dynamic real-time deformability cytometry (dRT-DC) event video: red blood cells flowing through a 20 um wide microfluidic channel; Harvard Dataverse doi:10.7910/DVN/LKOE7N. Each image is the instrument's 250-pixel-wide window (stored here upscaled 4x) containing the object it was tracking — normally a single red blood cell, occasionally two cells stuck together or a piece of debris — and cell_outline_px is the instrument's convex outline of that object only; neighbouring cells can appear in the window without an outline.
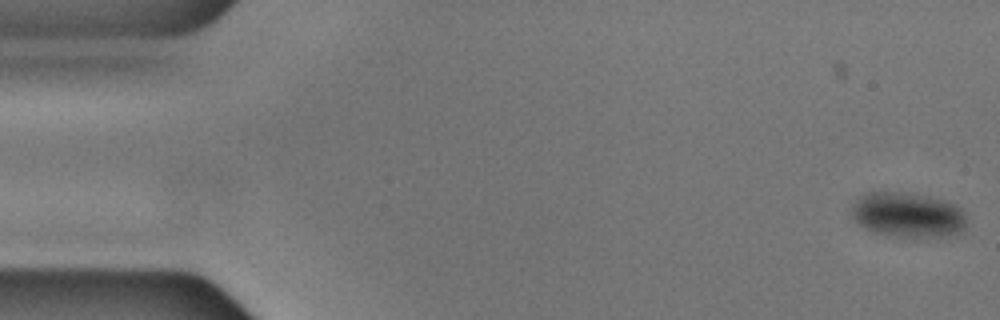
{"species": "common noctule bat (a hibernating species)", "species_latin": "Nyctalus noctula", "temperature_condition": "cold", "stored_images_in_passage": 56, "camera_frame_rate_fps": 3000, "um_per_image_px": 0.085, "animal": {"sex": "male", "body_mass_g": 17.9, "forearm_length_mm": 54.2}, "frame": {"image": 1, "passage_image": 1, "time_ms": 0.0, "image_size_px": [1000, 320], "cell_outline_px": [[968, 224], [964, 232], [936, 240], [896, 236], [872, 232], [864, 228], [852, 216], [852, 204], [864, 192], [900, 192], [928, 196], [944, 200], [956, 204], [964, 212]], "centroid_in_image_um": [77.25, 18.31], "position_along_channel_um": 7.8, "area_um2": 31.15}}
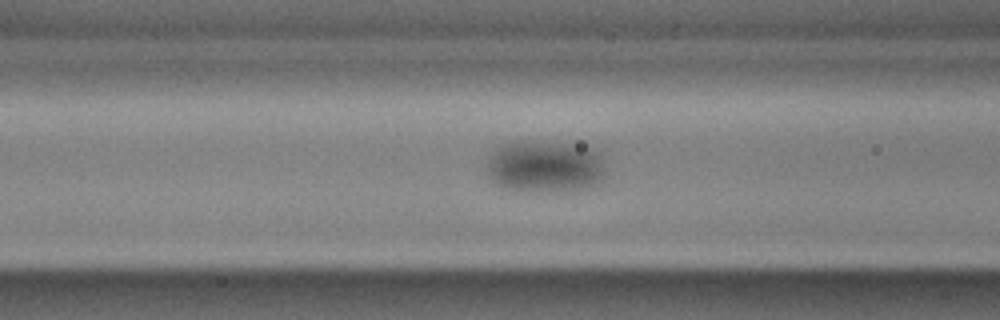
{"frame": {"image": 2, "passage_image": 21, "time_ms": 6.667, "image_size_px": [1000, 320], "cell_outline_px": [[608, 184], [592, 188], [568, 192], [548, 192], [508, 188], [492, 180], [488, 176], [488, 156], [500, 144], [516, 140], [532, 140], [572, 144], [592, 148], [600, 152], [604, 160], [608, 176]], "centroid_in_image_um": [46.48, 14.16], "position_along_channel_um": 120.1, "area_um2": 37.74}}
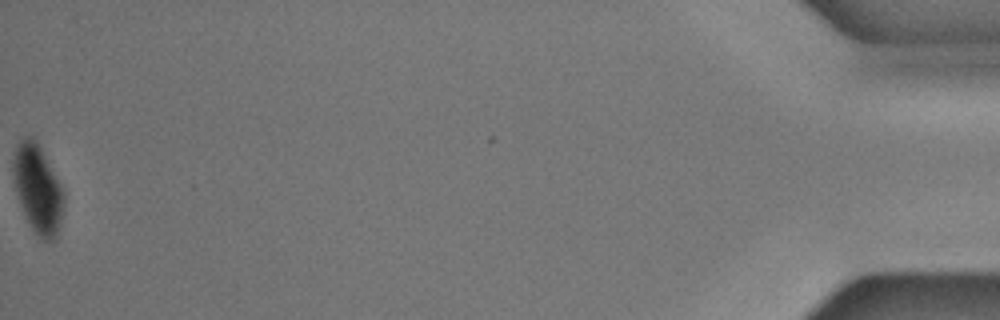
{"frame": {"image": 3, "passage_image": 56, "time_ms": 18.333, "image_size_px": [1000, 320], "cell_outline_px": [[64, 208], [56, 240], [44, 240], [32, 228], [20, 204], [12, 172], [12, 160], [16, 144], [24, 136], [32, 136], [36, 140], [60, 184], [64, 192]], "centroid_in_image_um": [3.21, 16.03], "position_along_channel_um": 432.0, "area_um2": 25.78}}